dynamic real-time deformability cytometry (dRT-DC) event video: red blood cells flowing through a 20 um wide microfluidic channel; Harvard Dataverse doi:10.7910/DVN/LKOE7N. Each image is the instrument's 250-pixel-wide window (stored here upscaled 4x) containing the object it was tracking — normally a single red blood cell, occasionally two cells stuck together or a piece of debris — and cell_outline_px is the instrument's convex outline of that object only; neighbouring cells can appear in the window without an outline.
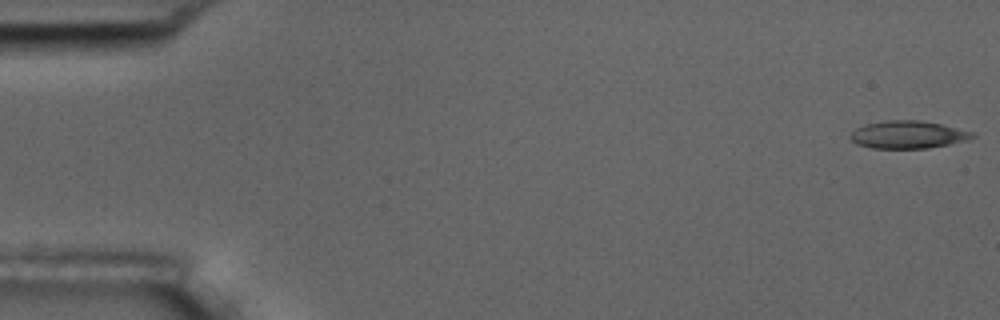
{"species": "common noctule bat (a hibernating species)", "species_latin": "Nyctalus noctula", "temperature_condition": "room temperature", "stored_images_in_passage": 56, "camera_frame_rate_fps": 3000, "um_per_image_px": 0.085, "animal": {"sex": "male", "body_mass_g": 17.5, "forearm_length_mm": 52.3}, "frame": {"image": 1, "passage_image": 1, "time_ms": 0.0, "image_size_px": [1000, 320], "cell_outline_px": [[976, 136], [968, 140], [928, 148], [872, 148], [856, 144], [848, 136], [856, 128], [864, 124], [888, 120], [920, 120], [940, 124], [976, 132]], "centroid_in_image_um": [77.18, 11.44], "position_along_channel_um": 7.8, "area_um2": 19.71}}
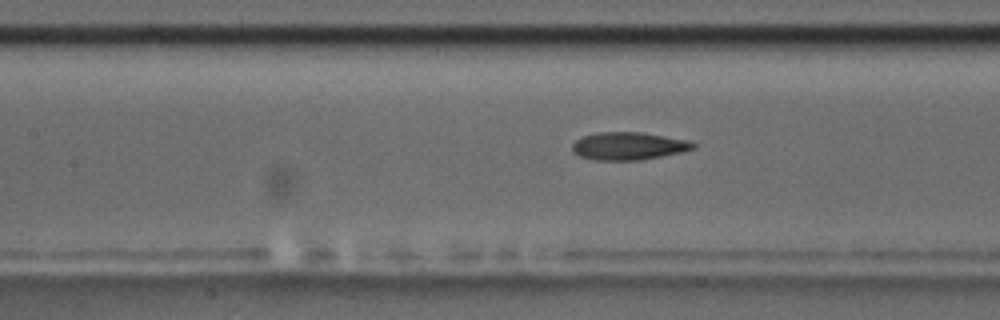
{"frame": {"image": 2, "passage_image": 25, "time_ms": 8.0, "image_size_px": [1000, 320], "cell_outline_px": [[696, 148], [684, 152], [640, 160], [596, 160], [580, 156], [572, 152], [572, 144], [580, 136], [596, 132], [640, 132], [692, 140], [696, 144]], "centroid_in_image_um": [53.45, 12.4], "position_along_channel_um": 153.9, "area_um2": 19.88}}
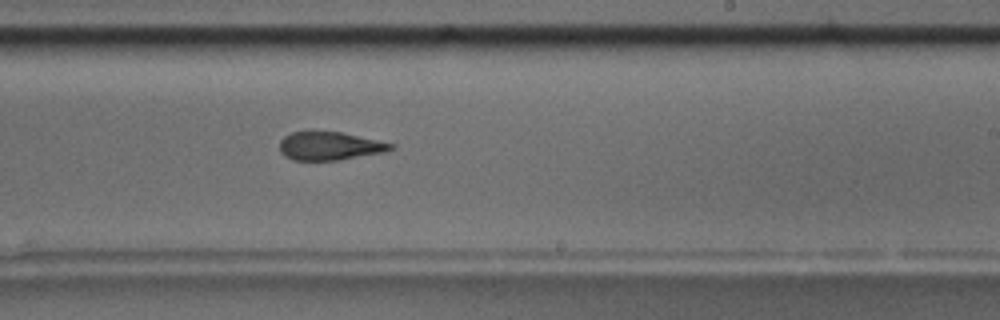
{"frame": {"image": 3, "passage_image": 34, "time_ms": 11.0, "image_size_px": [1000, 320], "cell_outline_px": [[396, 148], [384, 152], [340, 160], [292, 160], [284, 156], [280, 152], [280, 140], [284, 136], [292, 132], [312, 128], [340, 132], [396, 144]], "centroid_in_image_um": [27.99, 12.37], "position_along_channel_um": 261.0, "area_um2": 19.02}, "authors_computed_cell_mechanics": {"area_um2": 19.6809, "velocity_mm_per_s": 3.5856, "shape_relaxation_time_tau1_ms": null, "shape_relaxation_time_tau2_ms": 2.5978, "deformation_change_tau1": null, "deformation_change_tau2": 0.1083}}